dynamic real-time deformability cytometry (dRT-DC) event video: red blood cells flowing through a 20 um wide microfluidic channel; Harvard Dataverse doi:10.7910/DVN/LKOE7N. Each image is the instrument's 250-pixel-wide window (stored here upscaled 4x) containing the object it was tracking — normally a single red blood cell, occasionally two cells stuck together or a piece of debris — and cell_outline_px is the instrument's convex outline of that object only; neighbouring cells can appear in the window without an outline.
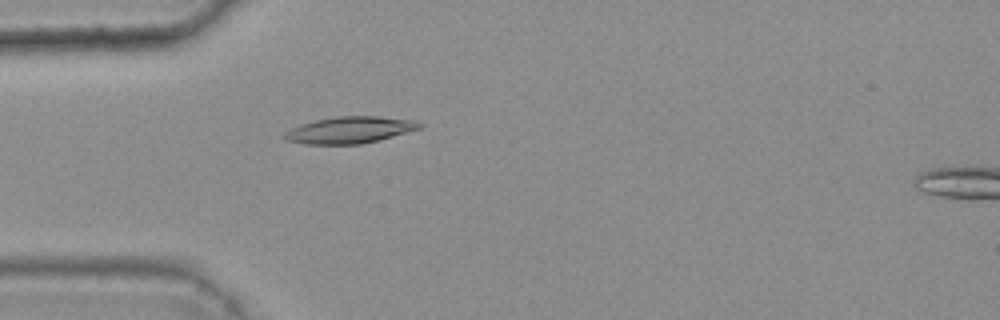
{"species": "common noctule bat (a hibernating species)", "species_latin": "Nyctalus noctula", "temperature_condition": "warm", "stored_images_in_passage": 49, "camera_frame_rate_fps": 3000, "um_per_image_px": 0.085, "animal": {"sex": "female", "body_mass_g": 25.1}, "frame": {"image": 1, "passage_image": 16, "time_ms": 5.0, "image_size_px": [1000, 320], "cell_outline_px": [[424, 124], [420, 128], [380, 140], [360, 144], [308, 144], [288, 140], [284, 136], [284, 132], [300, 124], [316, 120], [336, 116], [380, 116], [416, 120]], "centroid_in_image_um": [29.78, 11.03], "position_along_channel_um": 55.2, "area_um2": 20.92}}
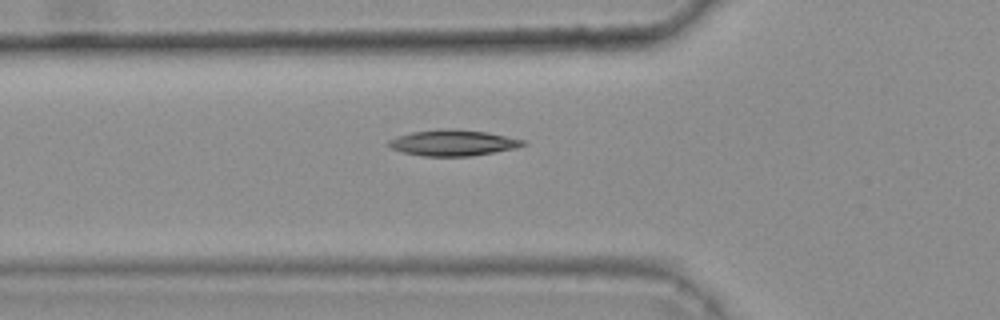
{"frame": {"image": 2, "passage_image": 19, "time_ms": 6.0, "image_size_px": [1000, 320], "cell_outline_px": [[528, 144], [516, 148], [472, 156], [424, 156], [404, 152], [392, 148], [388, 144], [388, 140], [396, 136], [412, 132], [440, 128], [448, 128], [488, 132], [524, 140]], "centroid_in_image_um": [38.52, 12.13], "position_along_channel_um": 87.3, "area_um2": 20.35}}
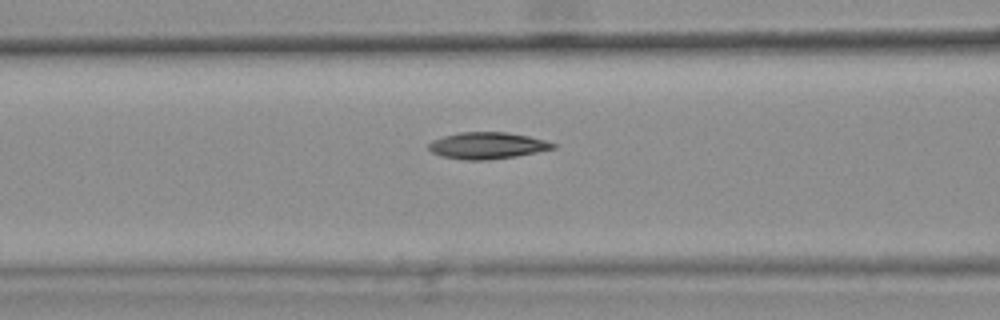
{"frame": {"image": 3, "passage_image": 22, "time_ms": 7.0, "image_size_px": [1000, 320], "cell_outline_px": [[556, 148], [516, 156], [488, 160], [464, 160], [444, 156], [432, 152], [428, 148], [428, 144], [432, 140], [444, 136], [460, 132], [508, 132], [528, 136], [544, 140], [556, 144]], "centroid_in_image_um": [41.42, 12.37], "position_along_channel_um": 125.2, "area_um2": 19.19}, "authors_computed_cell_mechanics": {"area_um2": 19.1896, "velocity_mm_per_s": 3.7461, "shape_relaxation_time_tau1_ms": null, "shape_relaxation_time_tau2_ms": 5.3521, "deformation_change_tau1": null, "deformation_change_tau2": 0.1172}}